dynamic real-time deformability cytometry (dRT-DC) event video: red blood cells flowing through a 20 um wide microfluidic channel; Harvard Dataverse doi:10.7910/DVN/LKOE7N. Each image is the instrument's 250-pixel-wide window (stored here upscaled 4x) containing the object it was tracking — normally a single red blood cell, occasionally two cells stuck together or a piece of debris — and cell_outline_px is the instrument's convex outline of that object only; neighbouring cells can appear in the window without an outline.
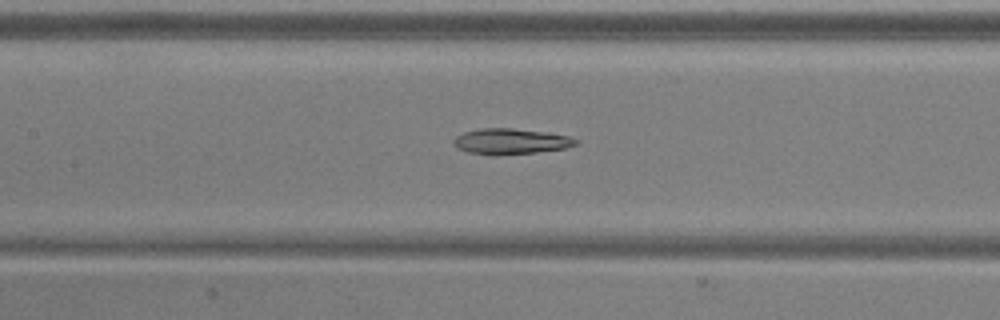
{"species": "common noctule bat (a hibernating species)", "species_latin": "Nyctalus noctula", "temperature_condition": "warm", "stored_images_in_passage": 51, "camera_frame_rate_fps": 3000, "um_per_image_px": 0.085, "animal": {"sex": "male", "body_mass_g": 20.5, "forearm_length_mm": 52.5}, "frame": {"image": 1, "passage_image": 24, "time_ms": 7.667, "image_size_px": [1000, 320], "cell_outline_px": [[580, 140], [576, 144], [564, 148], [536, 152], [496, 156], [492, 156], [468, 152], [456, 148], [452, 144], [452, 140], [456, 136], [464, 132], [480, 128], [512, 128], [548, 132], [568, 136]], "centroid_in_image_um": [43.36, 12.02], "position_along_channel_um": 164.0, "area_um2": 18.55}}
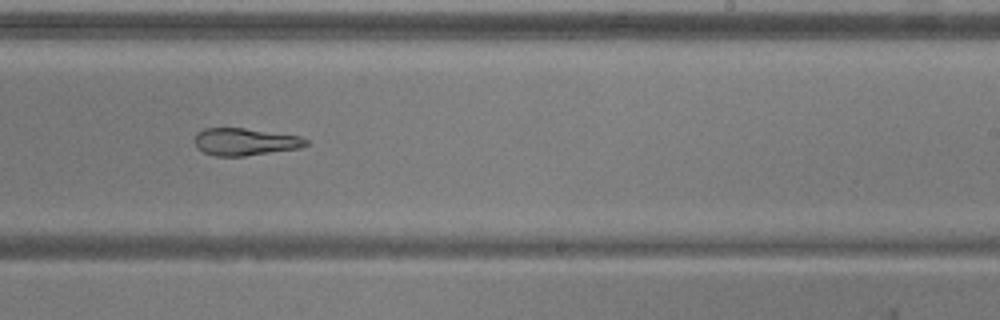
{"frame": {"image": 2, "passage_image": 32, "time_ms": 10.333, "image_size_px": [1000, 320], "cell_outline_px": [[308, 144], [300, 148], [244, 156], [216, 156], [204, 152], [196, 144], [196, 132], [204, 128], [244, 128], [300, 136], [308, 140]], "centroid_in_image_um": [20.85, 12.04], "position_along_channel_um": 268.1, "area_um2": 17.51}}
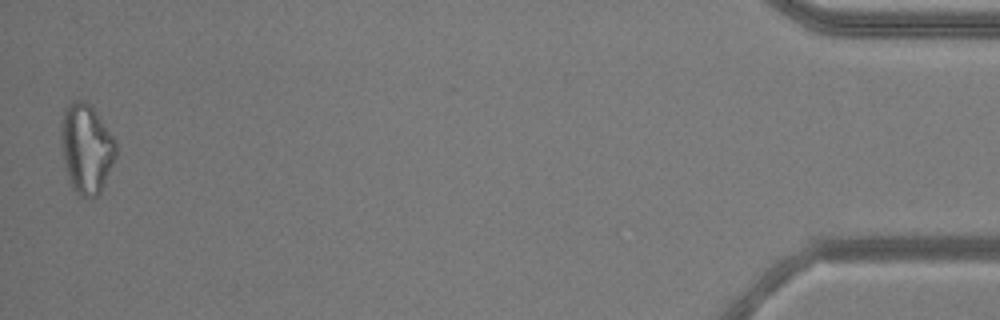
{"frame": {"image": 3, "passage_image": 51, "time_ms": 16.667, "image_size_px": [1000, 320], "cell_outline_px": [[116, 156], [104, 184], [100, 192], [96, 196], [80, 196], [72, 188], [64, 164], [60, 140], [60, 124], [64, 108], [68, 104], [76, 100], [84, 100], [92, 108], [116, 140]], "centroid_in_image_um": [7.31, 12.61], "position_along_channel_um": 427.9, "area_um2": 28.5}, "authors_computed_cell_mechanics": {"area_um2": 22.6576, "velocity_mm_per_s": 3.9222, "shape_relaxation_time_tau1_ms": 8.2576, "shape_relaxation_time_tau2_ms": 3.0108, "deformation_change_tau1": 0.2186, "deformation_change_tau2": 0.1329}}